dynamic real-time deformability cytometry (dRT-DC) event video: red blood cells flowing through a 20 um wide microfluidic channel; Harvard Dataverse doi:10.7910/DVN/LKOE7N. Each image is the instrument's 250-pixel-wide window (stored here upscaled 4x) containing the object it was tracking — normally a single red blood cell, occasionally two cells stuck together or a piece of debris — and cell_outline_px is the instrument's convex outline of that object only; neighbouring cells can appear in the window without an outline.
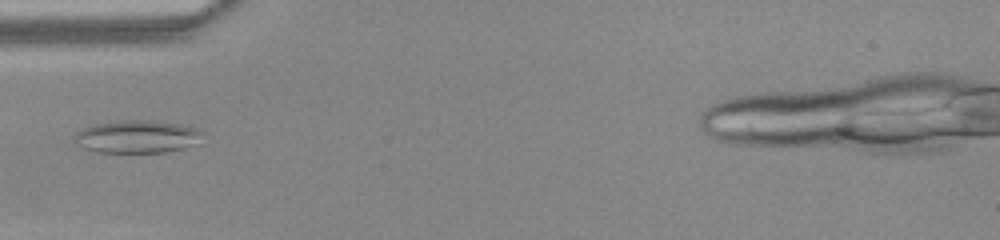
{"species": "common noctule bat (a hibernating species)", "species_latin": "Nyctalus noctula", "temperature_condition": "warm", "stored_images_in_passage": 34, "camera_frame_rate_fps": 3000, "um_per_image_px": 0.085, "animal": {"sex": "female", "body_mass_g": 22.0, "forearm_length_mm": 56.7}, "frame": {"image": 1, "passage_image": 1, "time_ms": 0.0, "image_size_px": [1000, 240], "cell_outline_px": [[204, 132], [192, 144], [184, 148], [164, 152], [96, 152], [84, 148], [72, 136], [76, 132], [92, 124], [120, 120], [152, 120], [180, 124], [200, 128]], "centroid_in_image_um": [11.64, 11.59], "position_along_channel_um": 73.4, "area_um2": 24.33}}
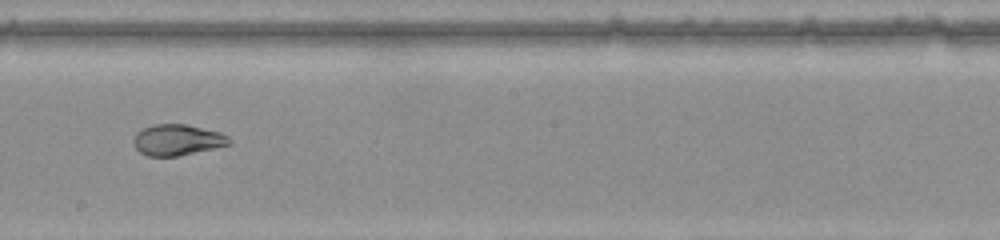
{"frame": {"image": 2, "passage_image": 13, "time_ms": 4.0, "image_size_px": [1000, 240], "cell_outline_px": [[232, 144], [176, 156], [148, 156], [140, 152], [132, 144], [132, 140], [136, 132], [152, 124], [188, 124], [220, 132], [228, 136], [232, 140]], "centroid_in_image_um": [15.06, 11.88], "position_along_channel_um": 233.1, "area_um2": 17.4}}
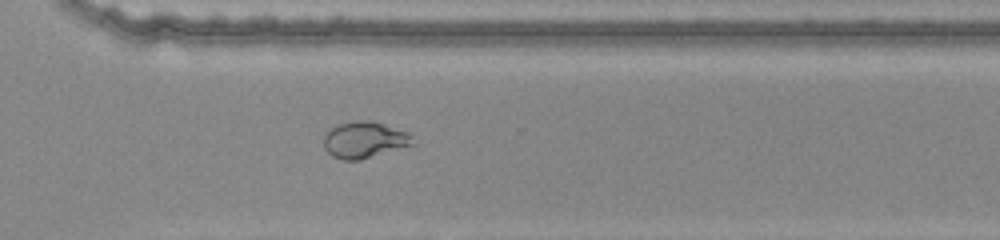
{"frame": {"image": 3, "passage_image": 21, "time_ms": 6.667, "image_size_px": [1000, 240], "cell_outline_px": [[416, 144], [360, 160], [340, 160], [332, 156], [324, 148], [324, 136], [332, 128], [340, 124], [356, 120], [364, 120], [384, 124], [408, 132], [412, 136]], "centroid_in_image_um": [31.0, 11.9], "position_along_channel_um": 339.6, "area_um2": 18.84}}